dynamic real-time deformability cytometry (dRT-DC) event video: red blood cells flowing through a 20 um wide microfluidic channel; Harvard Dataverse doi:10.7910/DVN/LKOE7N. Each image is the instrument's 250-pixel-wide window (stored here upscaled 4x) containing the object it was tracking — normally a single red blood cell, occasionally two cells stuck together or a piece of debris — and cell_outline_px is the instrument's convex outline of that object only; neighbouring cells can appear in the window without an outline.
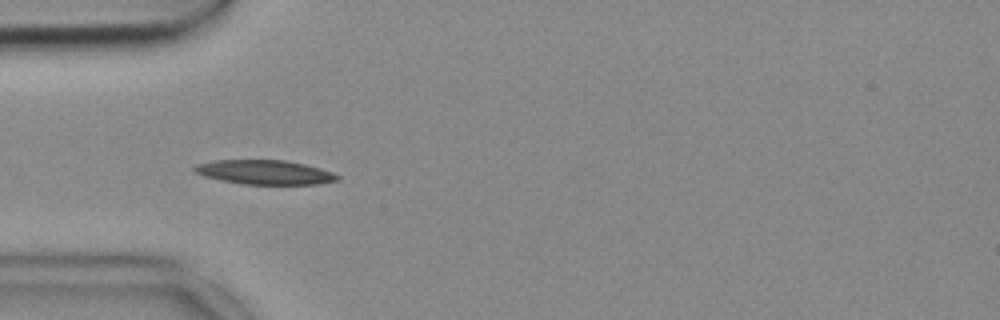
{"species": "common noctule bat (a hibernating species)", "species_latin": "Nyctalus noctula", "temperature_condition": "cold", "stored_images_in_passage": 14, "camera_frame_rate_fps": 3000, "um_per_image_px": 0.085, "animal": {"sex": "female", "body_mass_g": 18.4}, "frame": {"image": 1, "passage_image": 5, "time_ms": 1.333, "image_size_px": [1000, 320], "cell_outline_px": [[340, 180], [320, 184], [244, 184], [220, 180], [204, 176], [196, 172], [192, 168], [196, 164], [216, 160], [284, 160], [304, 164], [320, 168], [332, 172], [340, 176]], "centroid_in_image_um": [22.52, 14.64], "position_along_channel_um": 62.5, "area_um2": 20.23}}